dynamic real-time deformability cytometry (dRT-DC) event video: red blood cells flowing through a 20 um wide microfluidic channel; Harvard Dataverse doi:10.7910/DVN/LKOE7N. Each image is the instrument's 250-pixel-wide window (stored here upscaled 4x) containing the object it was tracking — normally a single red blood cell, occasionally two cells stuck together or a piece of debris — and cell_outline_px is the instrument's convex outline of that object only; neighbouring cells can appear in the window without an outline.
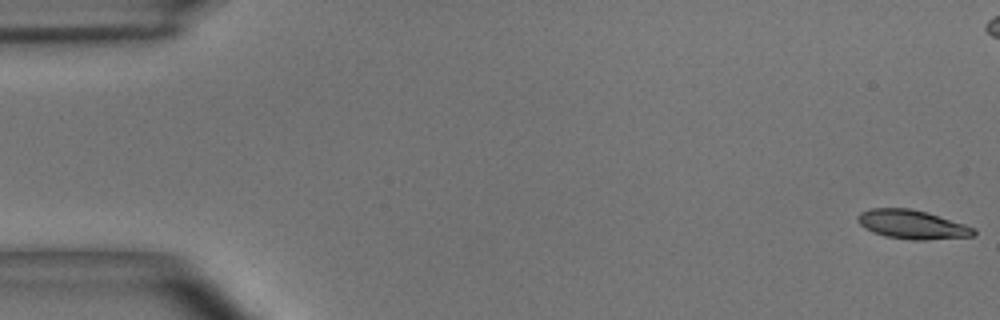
{"species": "common noctule bat (a hibernating species)", "species_latin": "Nyctalus noctula", "temperature_condition": "room temperature", "stored_images_in_passage": 8, "camera_frame_rate_fps": 3000, "um_per_image_px": 0.085, "animal": {"sex": "male", "body_mass_g": 15.6}, "frame": {"image": 1, "passage_image": 1, "time_ms": 0.0, "image_size_px": [1000, 320], "cell_outline_px": [[976, 232], [972, 236], [924, 240], [912, 240], [884, 236], [872, 232], [864, 228], [856, 220], [856, 216], [860, 212], [872, 208], [908, 208], [928, 212], [976, 228]], "centroid_in_image_um": [77.5, 19.08], "position_along_channel_um": 7.5, "area_um2": 19.65}}
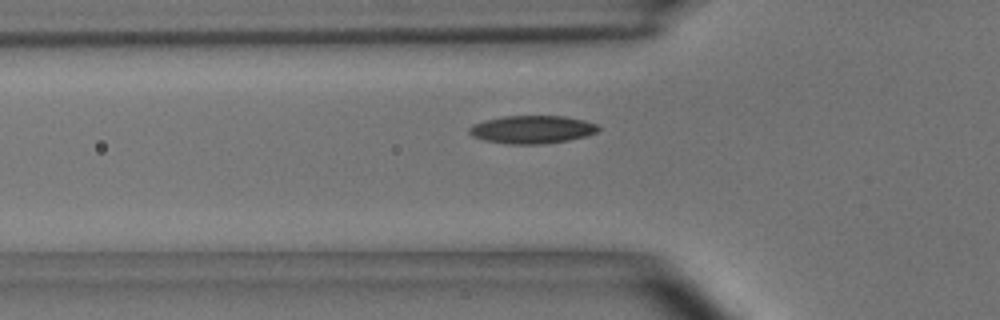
{"frame": {"image": 2, "passage_image": 7, "time_ms": 2.0, "image_size_px": [1000, 320], "cell_outline_px": [[600, 128], [596, 132], [588, 136], [568, 140], [544, 144], [508, 144], [484, 140], [472, 136], [468, 132], [468, 128], [472, 124], [484, 120], [504, 116], [564, 116], [584, 120], [596, 124]], "centroid_in_image_um": [45.21, 11.01], "position_along_channel_um": 80.6, "area_um2": 21.15}}
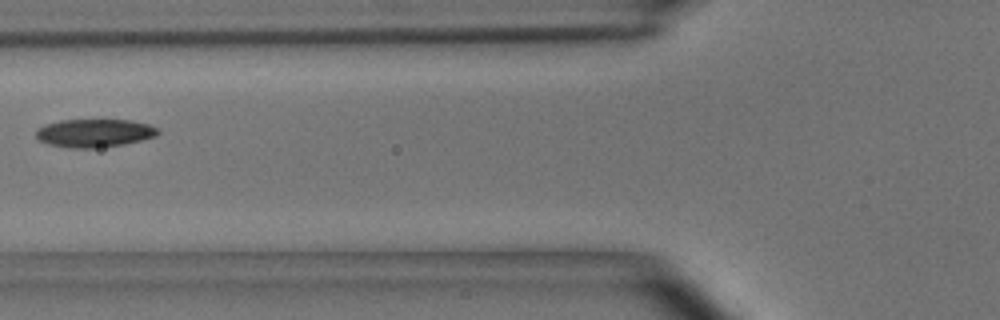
{"frame": {"image": 3, "passage_image": 8, "time_ms": 2.333, "image_size_px": [1000, 320], "cell_outline_px": [[160, 132], [156, 136], [124, 144], [96, 148], [72, 148], [48, 144], [40, 140], [36, 136], [36, 128], [44, 124], [60, 120], [132, 120], [148, 124], [160, 128]], "centroid_in_image_um": [8.03, 11.3], "position_along_channel_um": 117.8, "area_um2": 20.11}}